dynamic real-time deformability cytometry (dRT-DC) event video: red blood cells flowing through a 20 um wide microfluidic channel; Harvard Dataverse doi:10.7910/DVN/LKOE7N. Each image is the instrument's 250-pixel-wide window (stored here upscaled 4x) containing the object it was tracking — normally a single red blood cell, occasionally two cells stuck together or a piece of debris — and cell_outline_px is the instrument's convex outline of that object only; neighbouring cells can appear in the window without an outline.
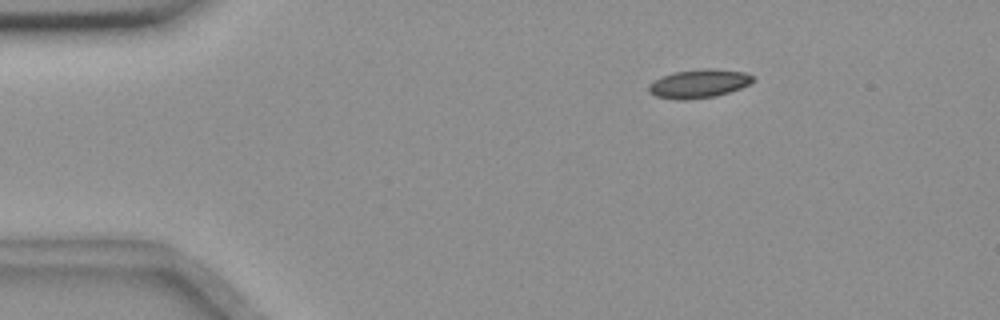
{"species": "common noctule bat (a hibernating species)", "species_latin": "Nyctalus noctula", "temperature_condition": "room temperature", "stored_images_in_passage": 5, "camera_frame_rate_fps": 3000, "um_per_image_px": 0.085, "animal": {"sex": "female", "body_mass_g": 18.4}, "frame": {"image": 1, "passage_image": 3, "time_ms": 2.0, "image_size_px": [1000, 320], "cell_outline_px": [[752, 80], [748, 84], [740, 88], [716, 96], [684, 100], [656, 96], [648, 92], [648, 84], [664, 76], [676, 72], [704, 68], [712, 68], [744, 72], [752, 76]], "centroid_in_image_um": [59.38, 7.11], "position_along_channel_um": 25.6, "area_um2": 16.99}}